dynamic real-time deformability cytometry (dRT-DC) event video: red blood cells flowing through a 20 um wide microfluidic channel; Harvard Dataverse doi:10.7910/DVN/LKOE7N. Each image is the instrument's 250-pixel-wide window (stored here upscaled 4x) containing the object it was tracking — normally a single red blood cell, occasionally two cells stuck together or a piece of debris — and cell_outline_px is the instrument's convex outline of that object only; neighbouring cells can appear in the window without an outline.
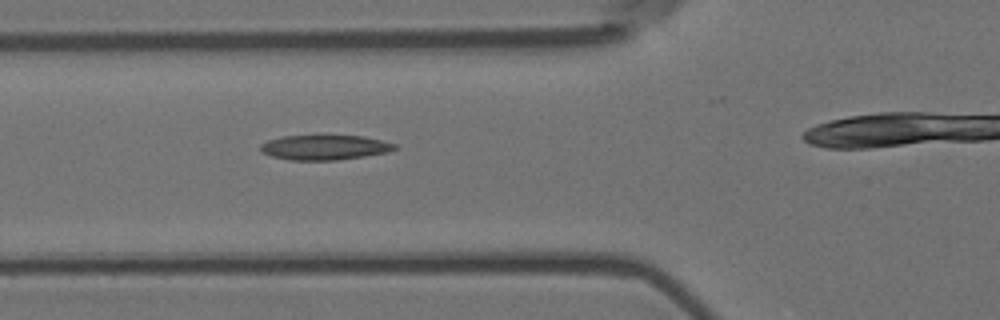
{"species": "Egyptian fruit bat (a non-hibernating species)", "species_latin": "Rousettus aegyptiacus", "temperature_condition": "room temperature", "stored_images_in_passage": 3, "camera_frame_rate_fps": 3000, "um_per_image_px": 0.085, "animal": {"sex": "female"}, "frame": {"image": 1, "passage_image": 2, "time_ms": 0.333, "image_size_px": [1000, 320], "cell_outline_px": [[400, 148], [388, 152], [364, 156], [336, 160], [288, 160], [272, 156], [260, 152], [260, 144], [268, 140], [280, 136], [364, 136], [396, 144]], "centroid_in_image_um": [27.58, 12.53], "position_along_channel_um": 98.2, "area_um2": 19.48}}